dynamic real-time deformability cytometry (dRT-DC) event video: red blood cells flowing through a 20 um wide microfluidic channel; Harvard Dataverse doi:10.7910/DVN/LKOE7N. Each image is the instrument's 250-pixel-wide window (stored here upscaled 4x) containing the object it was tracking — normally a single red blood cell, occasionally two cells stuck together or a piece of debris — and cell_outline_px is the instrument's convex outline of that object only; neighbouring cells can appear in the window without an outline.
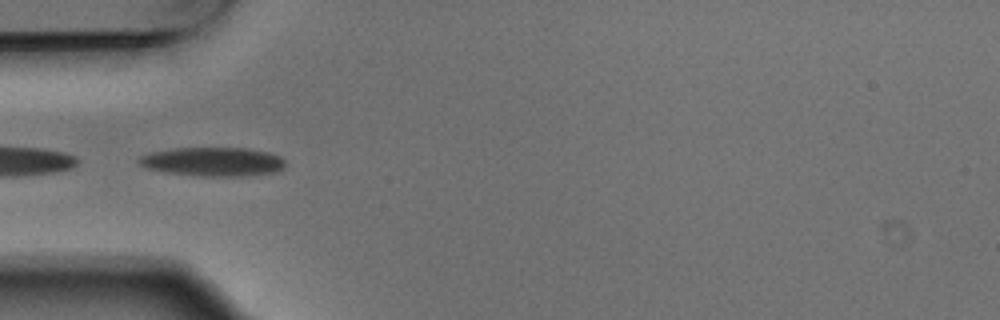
{"species": "Egyptian fruit bat (a non-hibernating species)", "species_latin": "Rousettus aegyptiacus", "temperature_condition": "warm", "stored_images_in_passage": 4, "camera_frame_rate_fps": 3000, "um_per_image_px": 0.085, "animal": {"sex": "male"}, "frame": {"image": 1, "passage_image": 2, "time_ms": 0.333, "image_size_px": [1000, 320], "cell_outline_px": [[284, 168], [276, 172], [244, 176], [200, 176], [168, 172], [148, 168], [140, 164], [136, 160], [140, 156], [148, 152], [172, 148], [248, 148], [268, 152], [280, 156], [284, 160]], "centroid_in_image_um": [18.09, 13.73], "position_along_channel_um": 66.9, "area_um2": 24.74}}
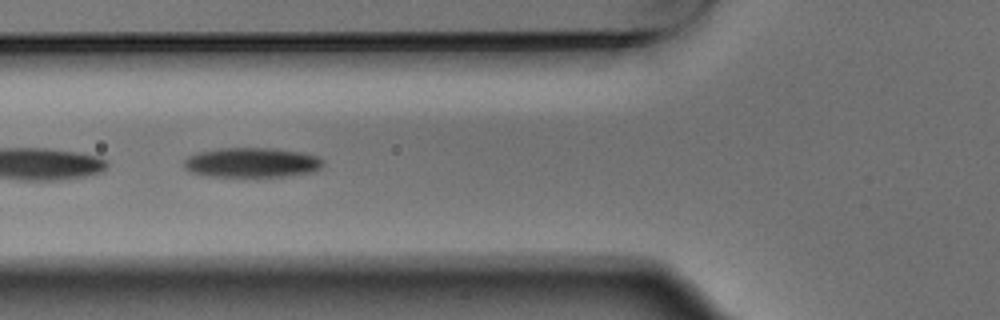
{"frame": {"image": 2, "passage_image": 3, "time_ms": 0.667, "image_size_px": [1000, 320], "cell_outline_px": [[324, 164], [316, 172], [288, 176], [200, 176], [188, 172], [184, 168], [184, 160], [188, 156], [200, 152], [220, 148], [272, 148], [304, 152], [320, 156], [324, 160]], "centroid_in_image_um": [21.44, 13.82], "position_along_channel_um": 104.4, "area_um2": 24.57}}
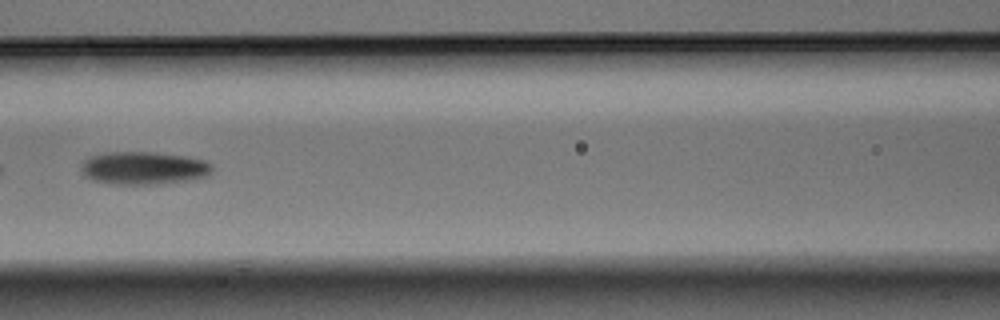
{"frame": {"image": 3, "passage_image": 4, "time_ms": 1.0, "image_size_px": [1000, 320], "cell_outline_px": [[212, 172], [208, 176], [192, 180], [152, 184], [112, 184], [92, 180], [84, 176], [80, 168], [80, 164], [88, 156], [104, 152], [152, 152], [184, 156], [204, 160], [212, 164]], "centroid_in_image_um": [12.18, 14.28], "position_along_channel_um": 154.4, "area_um2": 25.37}}